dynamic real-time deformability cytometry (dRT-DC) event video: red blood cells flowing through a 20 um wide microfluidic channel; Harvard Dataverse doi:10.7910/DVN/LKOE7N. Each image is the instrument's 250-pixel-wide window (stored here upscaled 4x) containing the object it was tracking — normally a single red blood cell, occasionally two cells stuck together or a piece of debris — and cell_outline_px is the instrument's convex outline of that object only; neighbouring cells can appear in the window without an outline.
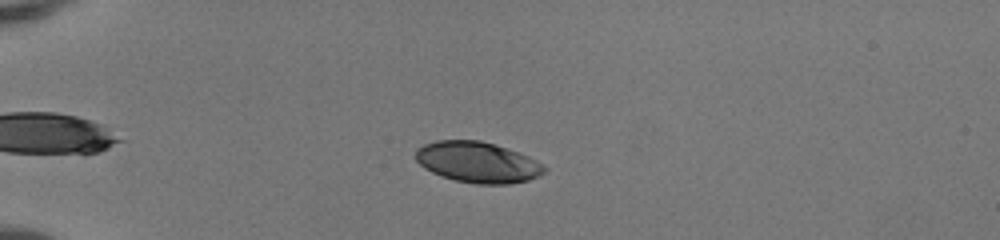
{"species": "human", "species_latin": "Homo sapiens", "temperature_condition": "room temperature", "stored_images_in_passage": 51, "camera_frame_rate_fps": 3000, "um_per_image_px": 0.085, "donor": {"sex": "female"}, "frame": {"image": 1, "passage_image": 15, "time_ms": 4.667, "image_size_px": [1000, 240], "cell_outline_px": [[548, 168], [540, 176], [528, 180], [508, 184], [476, 184], [456, 180], [432, 172], [424, 168], [416, 160], [416, 148], [424, 144], [436, 140], [480, 140], [520, 152], [544, 164]], "centroid_in_image_um": [40.62, 13.78], "position_along_channel_um": 44.4, "area_um2": 30.69}}
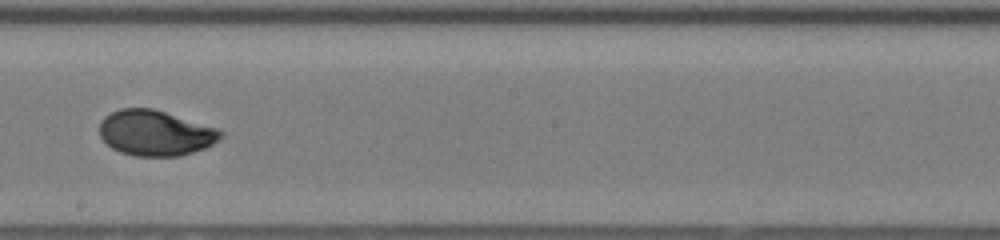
{"frame": {"image": 2, "passage_image": 32, "time_ms": 10.333, "image_size_px": [1000, 240], "cell_outline_px": [[224, 136], [212, 144], [204, 148], [180, 156], [136, 156], [120, 152], [112, 148], [100, 136], [100, 120], [104, 116], [120, 108], [152, 108], [216, 128], [224, 132]], "centroid_in_image_um": [13.19, 11.3], "position_along_channel_um": 235.0, "area_um2": 31.91}}
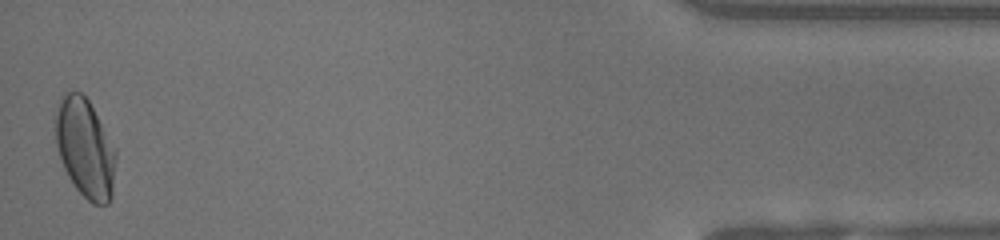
{"frame": {"image": 3, "passage_image": 51, "time_ms": 16.667, "image_size_px": [1000, 240], "cell_outline_px": [[116, 156], [112, 196], [108, 204], [92, 204], [76, 188], [68, 176], [64, 168], [56, 144], [56, 116], [60, 100], [64, 92], [80, 92], [88, 100], [116, 152]], "centroid_in_image_um": [7.23, 12.63], "position_along_channel_um": 428.0, "area_um2": 34.04}, "authors_computed_cell_mechanics": {"area_um2": 31.9634, "velocity_mm_per_s": 4.1694, "shape_relaxation_time_tau1_ms": 3.2334, "shape_relaxation_time_tau2_ms": null, "deformation_change_tau1": 0.1688, "deformation_change_tau2": null}}